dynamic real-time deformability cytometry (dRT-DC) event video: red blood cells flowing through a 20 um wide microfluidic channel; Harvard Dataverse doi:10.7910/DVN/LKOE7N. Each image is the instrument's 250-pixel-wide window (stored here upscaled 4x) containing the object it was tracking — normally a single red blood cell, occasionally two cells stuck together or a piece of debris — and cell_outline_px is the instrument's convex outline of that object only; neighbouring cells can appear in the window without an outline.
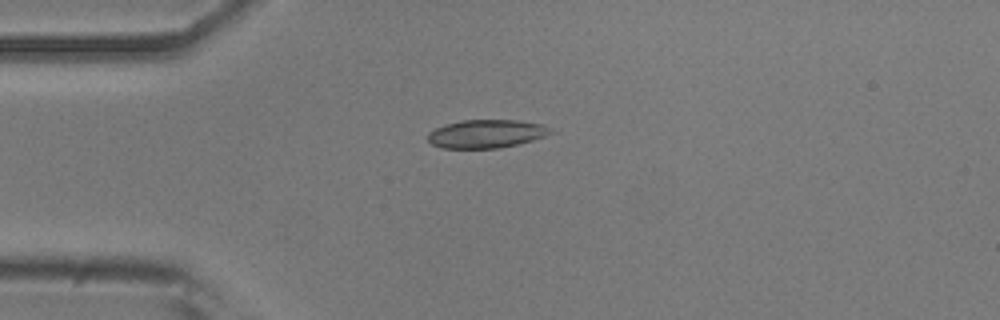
{"species": "common noctule bat (a hibernating species)", "species_latin": "Nyctalus noctula", "temperature_condition": "room temperature", "stored_images_in_passage": 35, "camera_frame_rate_fps": 3000, "um_per_image_px": 0.085, "animal": {"sex": "male", "body_mass_g": 20.5, "forearm_length_mm": 52.5}, "frame": {"image": 1, "passage_image": 5, "time_ms": 1.333, "image_size_px": [1000, 320], "cell_outline_px": [[560, 132], [532, 140], [516, 144], [496, 148], [440, 148], [432, 144], [428, 140], [428, 132], [436, 128], [460, 120], [516, 120], [540, 124]], "centroid_in_image_um": [41.37, 11.37], "position_along_channel_um": 43.6, "area_um2": 20.23}}
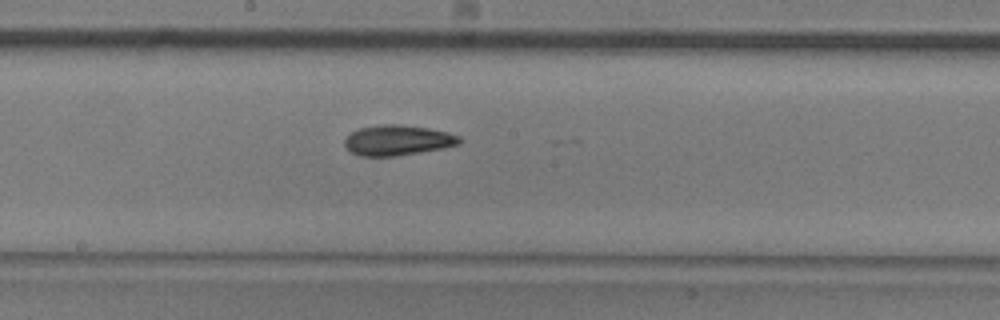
{"frame": {"image": 2, "passage_image": 20, "time_ms": 6.333, "image_size_px": [1000, 320], "cell_outline_px": [[464, 140], [460, 144], [444, 148], [396, 156], [360, 156], [352, 152], [344, 144], [344, 140], [352, 132], [360, 128], [380, 124], [400, 124], [428, 128], [448, 132], [460, 136]], "centroid_in_image_um": [33.85, 11.92], "position_along_channel_um": 214.4, "area_um2": 20.35}}
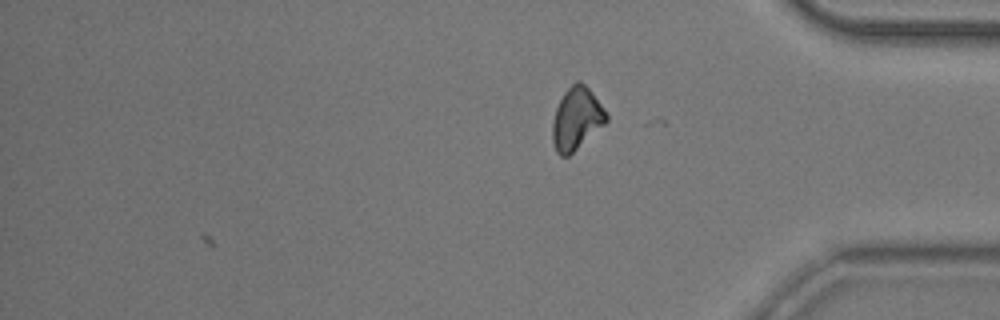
{"frame": {"image": 3, "passage_image": 35, "time_ms": 11.333, "image_size_px": [1000, 320], "cell_outline_px": [[608, 120], [604, 124], [568, 156], [560, 156], [556, 152], [552, 140], [552, 120], [556, 108], [564, 92], [576, 80], [580, 80], [588, 88], [600, 104], [608, 116]], "centroid_in_image_um": [48.97, 10.08], "position_along_channel_um": 386.2, "area_um2": 19.25}, "authors_computed_cell_mechanics": {"area_um2": 19.8832, "velocity_mm_per_s": 3.757, "shape_relaxation_time_tau1_ms": 3.6316, "shape_relaxation_time_tau2_ms": 3.2574, "deformation_change_tau1": 0.1323, "deformation_change_tau2": 0.1004}}